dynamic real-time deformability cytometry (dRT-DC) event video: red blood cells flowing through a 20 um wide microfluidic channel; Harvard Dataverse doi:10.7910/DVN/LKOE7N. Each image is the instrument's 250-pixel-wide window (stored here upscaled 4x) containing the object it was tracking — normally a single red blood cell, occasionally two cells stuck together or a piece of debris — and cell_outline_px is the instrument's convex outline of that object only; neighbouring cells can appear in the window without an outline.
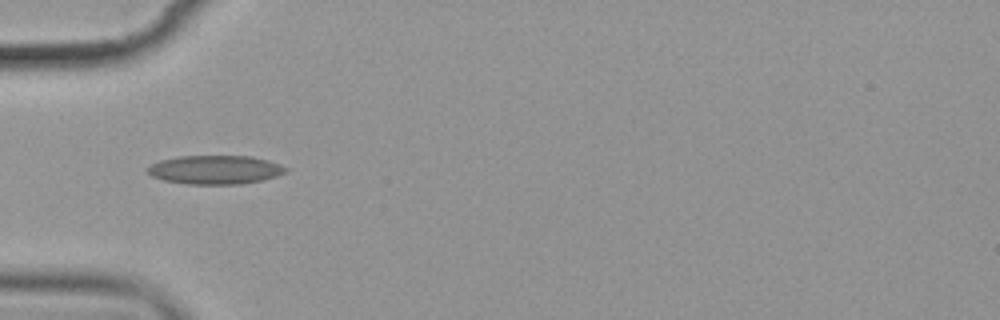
{"species": "common noctule bat (a hibernating species)", "species_latin": "Nyctalus noctula", "temperature_condition": "cold", "stored_images_in_passage": 8, "camera_frame_rate_fps": 3000, "um_per_image_px": 0.085, "animal": {"sex": "female", "body_mass_g": 19.9}, "frame": {"image": 1, "passage_image": 7, "time_ms": 7.0, "image_size_px": [1000, 320], "cell_outline_px": [[288, 172], [276, 176], [260, 180], [240, 184], [188, 184], [164, 180], [152, 176], [144, 168], [160, 160], [180, 156], [252, 156], [268, 160], [280, 164], [288, 168]], "centroid_in_image_um": [18.29, 14.42], "position_along_channel_um": 66.7, "area_um2": 23.18}}
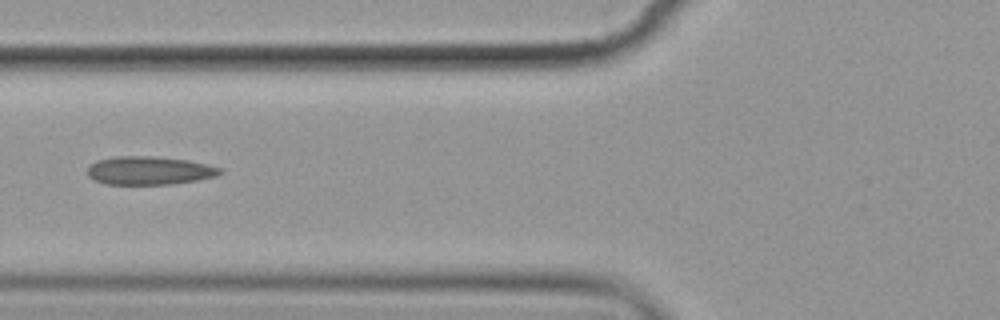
{"frame": {"image": 2, "passage_image": 8, "time_ms": 8.333, "image_size_px": [1000, 320], "cell_outline_px": [[224, 172], [216, 176], [196, 180], [172, 184], [104, 184], [88, 176], [88, 164], [96, 160], [116, 156], [156, 156], [188, 160], [208, 164], [224, 168]], "centroid_in_image_um": [12.71, 14.48], "position_along_channel_um": 113.1, "area_um2": 22.14}}